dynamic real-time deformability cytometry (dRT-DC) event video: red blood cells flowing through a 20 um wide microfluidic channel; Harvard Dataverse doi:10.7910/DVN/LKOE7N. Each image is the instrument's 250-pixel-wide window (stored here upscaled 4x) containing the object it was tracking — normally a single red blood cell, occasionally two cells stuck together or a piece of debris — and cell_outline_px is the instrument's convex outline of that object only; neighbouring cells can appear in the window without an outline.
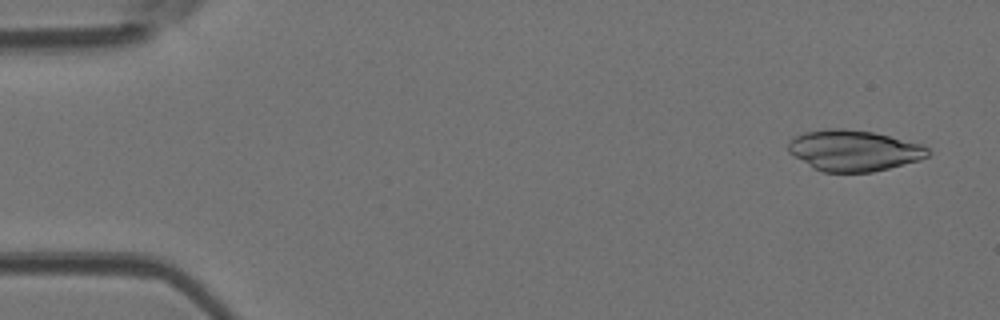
{"species": "Egyptian fruit bat (a non-hibernating species)", "species_latin": "Rousettus aegyptiacus", "temperature_condition": "room temperature", "stored_images_in_passage": 5, "camera_frame_rate_fps": 3000, "um_per_image_px": 0.085, "animal": {"sex": "female"}, "frame": {"image": 1, "passage_image": 1, "time_ms": 0.0, "image_size_px": [1000, 320], "cell_outline_px": [[928, 156], [920, 160], [872, 172], [824, 172], [812, 168], [788, 152], [788, 140], [804, 132], [828, 128], [844, 128], [872, 132], [924, 144], [928, 148]], "centroid_in_image_um": [72.55, 12.79], "position_along_channel_um": 12.4, "area_um2": 33.41}}